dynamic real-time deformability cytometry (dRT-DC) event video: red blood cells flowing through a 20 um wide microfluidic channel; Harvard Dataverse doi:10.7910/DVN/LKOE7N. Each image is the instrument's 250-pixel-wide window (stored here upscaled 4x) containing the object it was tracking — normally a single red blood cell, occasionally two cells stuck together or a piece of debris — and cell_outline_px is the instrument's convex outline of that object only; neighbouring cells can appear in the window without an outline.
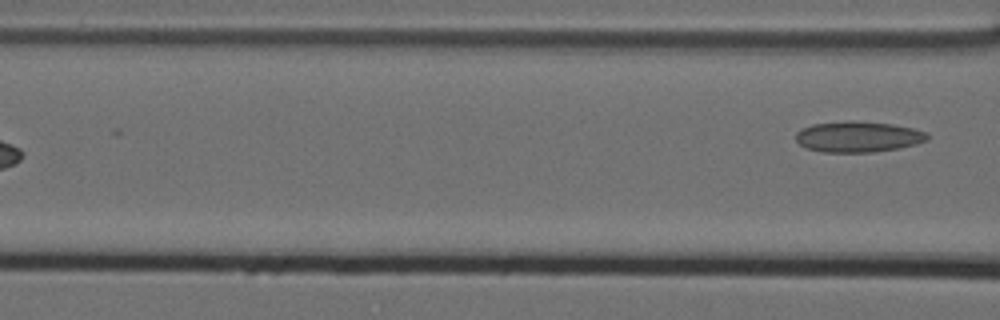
{"species": "Egyptian fruit bat (a non-hibernating species)", "species_latin": "Rousettus aegyptiacus", "temperature_condition": "cold", "stored_images_in_passage": 7, "camera_frame_rate_fps": 3000, "um_per_image_px": 0.085, "animal": {"sex": "female"}, "frame": {"image": 1, "passage_image": 7, "time_ms": 2.0, "image_size_px": [1000, 320], "cell_outline_px": [[928, 140], [916, 144], [900, 148], [872, 152], [824, 152], [804, 148], [796, 140], [796, 132], [800, 128], [812, 124], [844, 120], [852, 120], [892, 124], [912, 128], [928, 132]], "centroid_in_image_um": [72.92, 11.61], "position_along_channel_um": 93.7, "area_um2": 23.93}}